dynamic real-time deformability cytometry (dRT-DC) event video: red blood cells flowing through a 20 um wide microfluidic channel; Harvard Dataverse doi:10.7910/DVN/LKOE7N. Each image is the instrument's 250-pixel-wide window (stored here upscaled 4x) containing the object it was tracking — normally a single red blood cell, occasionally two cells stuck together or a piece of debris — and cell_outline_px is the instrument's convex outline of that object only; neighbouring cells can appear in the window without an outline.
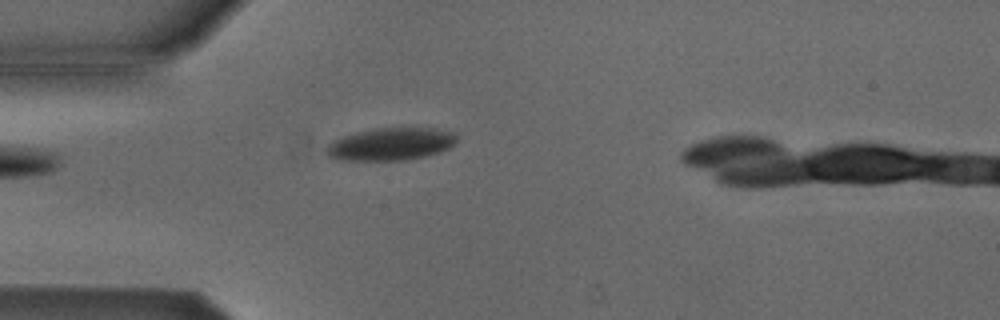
{"species": "Egyptian fruit bat (a non-hibernating species)", "species_latin": "Rousettus aegyptiacus", "temperature_condition": "cold", "stored_images_in_passage": 28, "camera_frame_rate_fps": 3000, "um_per_image_px": 0.085, "animal": {"sex": "male"}, "frame": {"image": 1, "passage_image": 1, "time_ms": 0.0, "image_size_px": [1000, 320], "cell_outline_px": [[456, 144], [440, 152], [424, 156], [404, 160], [348, 160], [328, 156], [328, 144], [332, 140], [340, 136], [356, 132], [376, 128], [408, 124], [436, 128], [452, 132], [456, 136]], "centroid_in_image_um": [33.28, 12.18], "position_along_channel_um": 51.7, "area_um2": 25.43}}
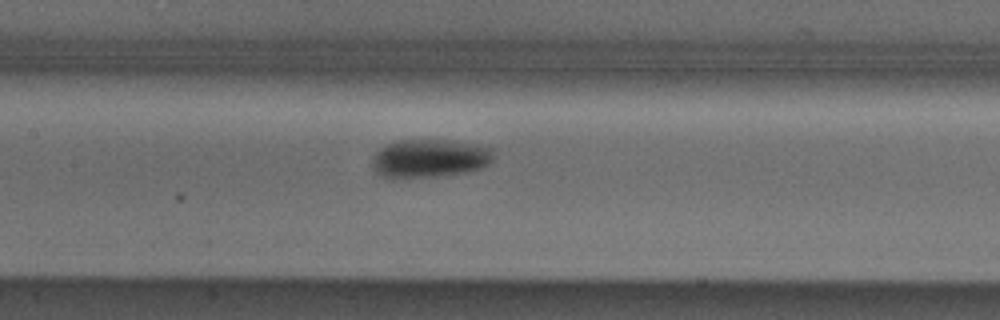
{"frame": {"image": 2, "passage_image": 11, "time_ms": 3.333, "image_size_px": [1000, 320], "cell_outline_px": [[492, 160], [488, 164], [480, 168], [468, 172], [448, 176], [392, 180], [376, 172], [372, 164], [372, 160], [376, 152], [380, 148], [396, 140], [452, 140], [480, 144], [492, 148]], "centroid_in_image_um": [36.52, 13.49], "position_along_channel_um": 170.9, "area_um2": 27.86}}
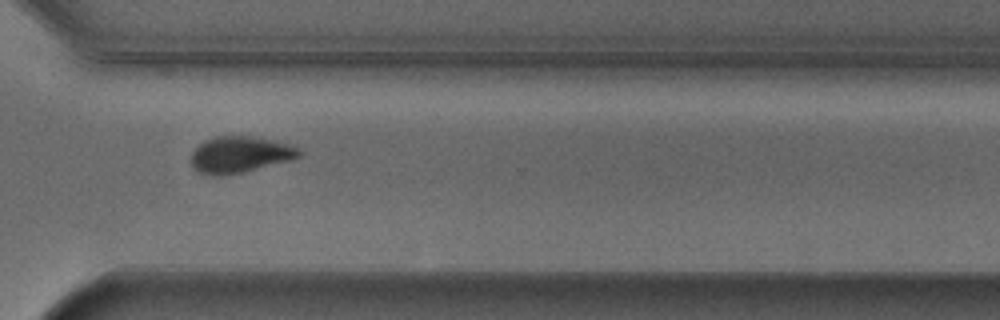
{"frame": {"image": 3, "passage_image": 25, "time_ms": 8.0, "image_size_px": [1000, 320], "cell_outline_px": [[300, 156], [292, 160], [244, 172], [220, 176], [208, 176], [192, 168], [192, 152], [204, 140], [216, 136], [252, 136], [276, 140], [296, 148], [300, 152]], "centroid_in_image_um": [20.37, 13.15], "position_along_channel_um": 350.2, "area_um2": 22.95}, "authors_computed_cell_mechanics": {"area_um2": 25.1719, "velocity_mm_per_s": 3.8472, "shape_relaxation_time_tau1_ms": 2.4432, "shape_relaxation_time_tau2_ms": null, "deformation_change_tau1": 0.0888, "deformation_change_tau2": null}}